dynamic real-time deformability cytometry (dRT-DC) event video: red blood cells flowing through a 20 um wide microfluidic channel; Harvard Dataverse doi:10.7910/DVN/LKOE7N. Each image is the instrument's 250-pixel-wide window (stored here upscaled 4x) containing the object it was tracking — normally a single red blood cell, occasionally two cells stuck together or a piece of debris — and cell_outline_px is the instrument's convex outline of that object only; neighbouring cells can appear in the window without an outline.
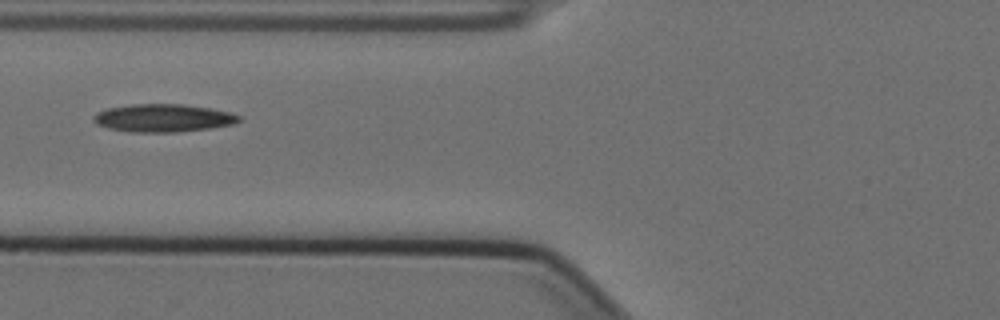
{"species": "Egyptian fruit bat (a non-hibernating species)", "species_latin": "Rousettus aegyptiacus", "temperature_condition": "cold", "stored_images_in_passage": 3, "camera_frame_rate_fps": 3000, "um_per_image_px": 0.085, "animal": {"sex": "female"}, "frame": {"image": 1, "passage_image": 2, "time_ms": 0.333, "image_size_px": [1000, 320], "cell_outline_px": [[240, 120], [236, 124], [212, 128], [176, 132], [132, 132], [108, 128], [96, 124], [92, 120], [92, 116], [96, 112], [108, 108], [132, 104], [184, 104], [212, 108], [232, 112], [240, 116]], "centroid_in_image_um": [13.89, 10.03], "position_along_channel_um": 111.9, "area_um2": 23.93}}
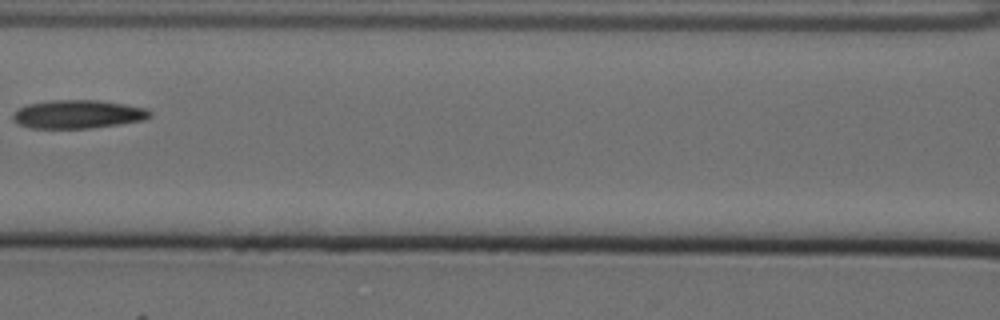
{"frame": {"image": 2, "passage_image": 3, "time_ms": 0.667, "image_size_px": [1000, 320], "cell_outline_px": [[152, 116], [144, 120], [120, 124], [92, 128], [32, 128], [20, 124], [12, 120], [12, 112], [24, 104], [52, 100], [100, 100], [148, 108], [152, 112]], "centroid_in_image_um": [6.62, 9.7], "position_along_channel_um": 160.0, "area_um2": 23.0}}